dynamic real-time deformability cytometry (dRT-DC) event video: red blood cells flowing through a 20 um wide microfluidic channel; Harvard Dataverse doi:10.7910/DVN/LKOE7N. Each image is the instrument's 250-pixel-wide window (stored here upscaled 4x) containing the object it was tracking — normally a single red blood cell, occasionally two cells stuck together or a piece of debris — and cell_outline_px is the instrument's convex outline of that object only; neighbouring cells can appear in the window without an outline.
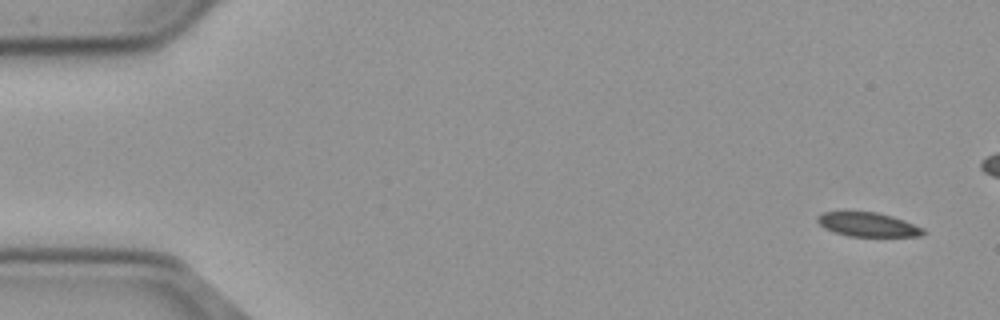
{"species": "common noctule bat (a hibernating species)", "species_latin": "Nyctalus noctula", "temperature_condition": "cold", "stored_images_in_passage": 54, "camera_frame_rate_fps": 3000, "um_per_image_px": 0.085, "animal": {"sex": "male", "body_mass_g": 23.1, "forearm_length_mm": 52.7}, "frame": {"image": 1, "passage_image": 1, "time_ms": 0.0, "image_size_px": [1000, 320], "cell_outline_px": [[928, 232], [920, 236], [848, 236], [824, 228], [816, 220], [816, 216], [824, 212], [876, 212], [892, 216], [904, 220], [924, 228]], "centroid_in_image_um": [73.8, 19.09], "position_along_channel_um": 11.2, "area_um2": 14.8}}
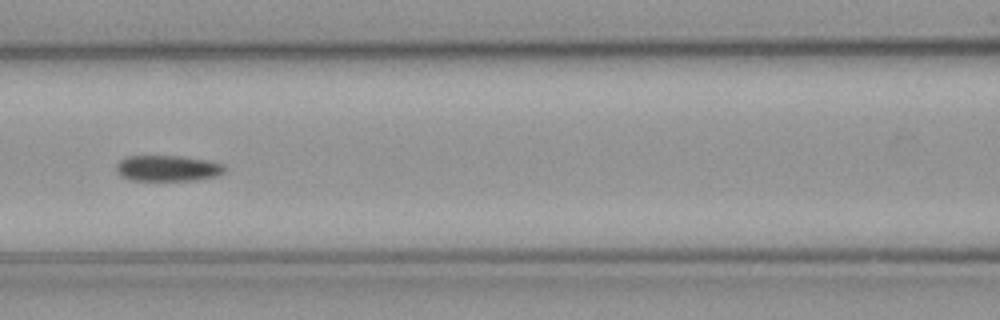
{"frame": {"image": 2, "passage_image": 23, "time_ms": 7.333, "image_size_px": [1000, 320], "cell_outline_px": [[224, 172], [216, 176], [196, 180], [128, 180], [120, 176], [116, 172], [116, 164], [120, 160], [128, 156], [180, 156], [208, 160], [224, 164]], "centroid_in_image_um": [14.22, 14.3], "position_along_channel_um": 152.4, "area_um2": 16.42}}
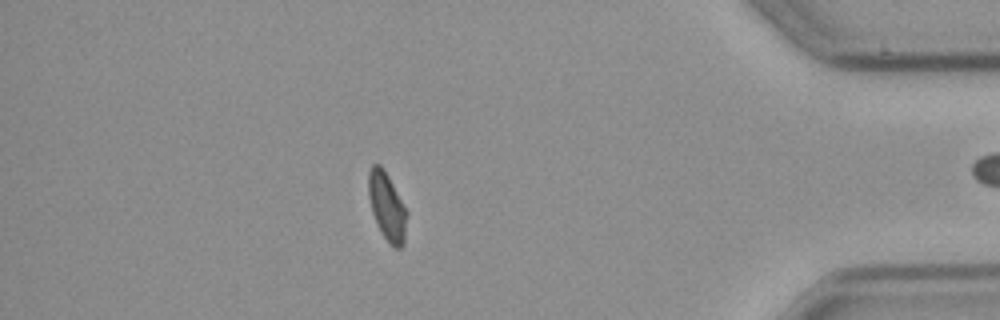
{"frame": {"image": 3, "passage_image": 47, "time_ms": 15.333, "image_size_px": [1000, 320], "cell_outline_px": [[408, 212], [404, 244], [400, 248], [392, 248], [384, 236], [372, 212], [368, 196], [368, 172], [372, 164], [380, 164], [384, 168]], "centroid_in_image_um": [32.9, 17.54], "position_along_channel_um": 402.3, "area_um2": 15.26}}